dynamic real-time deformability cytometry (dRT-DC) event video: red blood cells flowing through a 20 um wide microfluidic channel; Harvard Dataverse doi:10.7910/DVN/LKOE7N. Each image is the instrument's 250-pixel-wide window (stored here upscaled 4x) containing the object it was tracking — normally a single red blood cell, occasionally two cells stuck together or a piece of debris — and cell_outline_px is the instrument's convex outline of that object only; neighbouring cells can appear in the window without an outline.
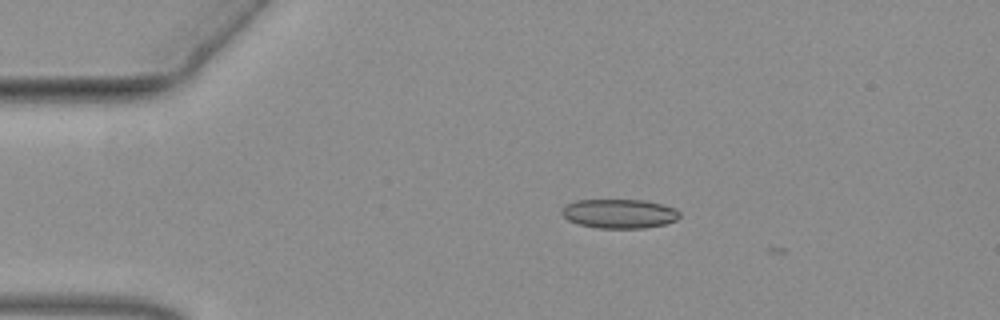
{"species": "common noctule bat (a hibernating species)", "species_latin": "Nyctalus noctula", "temperature_condition": "warm", "stored_images_in_passage": 2, "camera_frame_rate_fps": 3000, "um_per_image_px": 0.085, "animal": {"sex": "female", "body_mass_g": 19.3, "forearm_length_mm": 54.1}, "frame": {"image": 1, "passage_image": 1, "time_ms": 0.0, "image_size_px": [1000, 320], "cell_outline_px": [[680, 216], [676, 220], [664, 224], [644, 228], [600, 228], [580, 224], [568, 220], [560, 212], [568, 204], [576, 200], [648, 200], [676, 208], [680, 212]], "centroid_in_image_um": [52.68, 18.15], "position_along_channel_um": 32.3, "area_um2": 20.0}}